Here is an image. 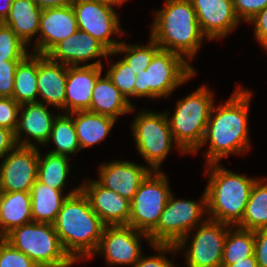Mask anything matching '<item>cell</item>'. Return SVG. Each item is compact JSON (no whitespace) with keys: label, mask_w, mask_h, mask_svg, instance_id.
I'll use <instances>...</instances> for the list:
<instances>
[{"label":"cell","mask_w":267,"mask_h":267,"mask_svg":"<svg viewBox=\"0 0 267 267\" xmlns=\"http://www.w3.org/2000/svg\"><path fill=\"white\" fill-rule=\"evenodd\" d=\"M106 75L99 77L92 91L89 112L117 119L118 115L133 111V106Z\"/></svg>","instance_id":"obj_23"},{"label":"cell","mask_w":267,"mask_h":267,"mask_svg":"<svg viewBox=\"0 0 267 267\" xmlns=\"http://www.w3.org/2000/svg\"><path fill=\"white\" fill-rule=\"evenodd\" d=\"M12 0H4L3 4H0V23H2L9 15Z\"/></svg>","instance_id":"obj_46"},{"label":"cell","mask_w":267,"mask_h":267,"mask_svg":"<svg viewBox=\"0 0 267 267\" xmlns=\"http://www.w3.org/2000/svg\"><path fill=\"white\" fill-rule=\"evenodd\" d=\"M139 236L149 240V235L129 225H106L95 252L103 251L108 264H130L132 267L141 257Z\"/></svg>","instance_id":"obj_13"},{"label":"cell","mask_w":267,"mask_h":267,"mask_svg":"<svg viewBox=\"0 0 267 267\" xmlns=\"http://www.w3.org/2000/svg\"><path fill=\"white\" fill-rule=\"evenodd\" d=\"M20 61L0 62V97H12L15 71Z\"/></svg>","instance_id":"obj_38"},{"label":"cell","mask_w":267,"mask_h":267,"mask_svg":"<svg viewBox=\"0 0 267 267\" xmlns=\"http://www.w3.org/2000/svg\"><path fill=\"white\" fill-rule=\"evenodd\" d=\"M207 208V196L204 191L201 202L193 200H175L170 195L157 226L148 234L150 244L158 251L167 252L185 246L188 231L197 225L204 209Z\"/></svg>","instance_id":"obj_5"},{"label":"cell","mask_w":267,"mask_h":267,"mask_svg":"<svg viewBox=\"0 0 267 267\" xmlns=\"http://www.w3.org/2000/svg\"><path fill=\"white\" fill-rule=\"evenodd\" d=\"M227 225L211 219L201 222L186 254L188 267H221Z\"/></svg>","instance_id":"obj_14"},{"label":"cell","mask_w":267,"mask_h":267,"mask_svg":"<svg viewBox=\"0 0 267 267\" xmlns=\"http://www.w3.org/2000/svg\"><path fill=\"white\" fill-rule=\"evenodd\" d=\"M100 1L101 3H105V4H108V5H120L122 4L125 0H98Z\"/></svg>","instance_id":"obj_47"},{"label":"cell","mask_w":267,"mask_h":267,"mask_svg":"<svg viewBox=\"0 0 267 267\" xmlns=\"http://www.w3.org/2000/svg\"><path fill=\"white\" fill-rule=\"evenodd\" d=\"M213 98L206 87L178 101L175 113L168 119L174 141L182 152L196 153L202 145Z\"/></svg>","instance_id":"obj_7"},{"label":"cell","mask_w":267,"mask_h":267,"mask_svg":"<svg viewBox=\"0 0 267 267\" xmlns=\"http://www.w3.org/2000/svg\"><path fill=\"white\" fill-rule=\"evenodd\" d=\"M10 27L0 23V62L21 61L28 54L26 45Z\"/></svg>","instance_id":"obj_34"},{"label":"cell","mask_w":267,"mask_h":267,"mask_svg":"<svg viewBox=\"0 0 267 267\" xmlns=\"http://www.w3.org/2000/svg\"><path fill=\"white\" fill-rule=\"evenodd\" d=\"M101 72L100 60L83 66H67L65 109L68 112L89 111L92 91Z\"/></svg>","instance_id":"obj_17"},{"label":"cell","mask_w":267,"mask_h":267,"mask_svg":"<svg viewBox=\"0 0 267 267\" xmlns=\"http://www.w3.org/2000/svg\"><path fill=\"white\" fill-rule=\"evenodd\" d=\"M99 168L100 179L97 182L128 201L133 199L140 183L151 172L150 169L129 161H113Z\"/></svg>","instance_id":"obj_20"},{"label":"cell","mask_w":267,"mask_h":267,"mask_svg":"<svg viewBox=\"0 0 267 267\" xmlns=\"http://www.w3.org/2000/svg\"><path fill=\"white\" fill-rule=\"evenodd\" d=\"M72 116L68 114L56 116L49 139L53 140L57 148L50 153L68 156L67 154L80 150Z\"/></svg>","instance_id":"obj_32"},{"label":"cell","mask_w":267,"mask_h":267,"mask_svg":"<svg viewBox=\"0 0 267 267\" xmlns=\"http://www.w3.org/2000/svg\"><path fill=\"white\" fill-rule=\"evenodd\" d=\"M110 54L115 53L109 52L87 32L77 30L70 37L54 45L45 55L52 61L67 66H78L80 62Z\"/></svg>","instance_id":"obj_18"},{"label":"cell","mask_w":267,"mask_h":267,"mask_svg":"<svg viewBox=\"0 0 267 267\" xmlns=\"http://www.w3.org/2000/svg\"><path fill=\"white\" fill-rule=\"evenodd\" d=\"M17 145L15 132L10 129L0 127V158L7 155Z\"/></svg>","instance_id":"obj_42"},{"label":"cell","mask_w":267,"mask_h":267,"mask_svg":"<svg viewBox=\"0 0 267 267\" xmlns=\"http://www.w3.org/2000/svg\"><path fill=\"white\" fill-rule=\"evenodd\" d=\"M151 37L161 50L171 51L190 59L204 37L197 14L190 0H167L156 13Z\"/></svg>","instance_id":"obj_3"},{"label":"cell","mask_w":267,"mask_h":267,"mask_svg":"<svg viewBox=\"0 0 267 267\" xmlns=\"http://www.w3.org/2000/svg\"><path fill=\"white\" fill-rule=\"evenodd\" d=\"M234 231L231 229L227 232L221 267L235 264L237 261L254 254V231L240 227Z\"/></svg>","instance_id":"obj_30"},{"label":"cell","mask_w":267,"mask_h":267,"mask_svg":"<svg viewBox=\"0 0 267 267\" xmlns=\"http://www.w3.org/2000/svg\"><path fill=\"white\" fill-rule=\"evenodd\" d=\"M254 239L258 267H267V229L255 230Z\"/></svg>","instance_id":"obj_40"},{"label":"cell","mask_w":267,"mask_h":267,"mask_svg":"<svg viewBox=\"0 0 267 267\" xmlns=\"http://www.w3.org/2000/svg\"><path fill=\"white\" fill-rule=\"evenodd\" d=\"M210 179L205 189L209 219L235 226L243 218L256 179L228 171L218 163H209ZM235 223V224H234Z\"/></svg>","instance_id":"obj_4"},{"label":"cell","mask_w":267,"mask_h":267,"mask_svg":"<svg viewBox=\"0 0 267 267\" xmlns=\"http://www.w3.org/2000/svg\"><path fill=\"white\" fill-rule=\"evenodd\" d=\"M23 108L24 111L21 112L20 120H18V126L15 131L17 144L19 146H34L29 140L20 142L21 131H24L26 135L31 136L37 142L46 144L50 141L49 137L56 116L51 115L47 106L39 100L35 103L20 105V110Z\"/></svg>","instance_id":"obj_22"},{"label":"cell","mask_w":267,"mask_h":267,"mask_svg":"<svg viewBox=\"0 0 267 267\" xmlns=\"http://www.w3.org/2000/svg\"><path fill=\"white\" fill-rule=\"evenodd\" d=\"M67 65L37 54L38 94L45 103L65 109Z\"/></svg>","instance_id":"obj_21"},{"label":"cell","mask_w":267,"mask_h":267,"mask_svg":"<svg viewBox=\"0 0 267 267\" xmlns=\"http://www.w3.org/2000/svg\"><path fill=\"white\" fill-rule=\"evenodd\" d=\"M81 190V187L71 191L62 197V191L49 188L36 180L31 188V215L32 221L53 224L68 196L74 195Z\"/></svg>","instance_id":"obj_25"},{"label":"cell","mask_w":267,"mask_h":267,"mask_svg":"<svg viewBox=\"0 0 267 267\" xmlns=\"http://www.w3.org/2000/svg\"><path fill=\"white\" fill-rule=\"evenodd\" d=\"M106 75L127 100L128 96H134L136 73L126 62L118 61L110 67Z\"/></svg>","instance_id":"obj_35"},{"label":"cell","mask_w":267,"mask_h":267,"mask_svg":"<svg viewBox=\"0 0 267 267\" xmlns=\"http://www.w3.org/2000/svg\"><path fill=\"white\" fill-rule=\"evenodd\" d=\"M255 24V36L259 43L267 47V7L257 13L250 21Z\"/></svg>","instance_id":"obj_41"},{"label":"cell","mask_w":267,"mask_h":267,"mask_svg":"<svg viewBox=\"0 0 267 267\" xmlns=\"http://www.w3.org/2000/svg\"><path fill=\"white\" fill-rule=\"evenodd\" d=\"M39 8H55L62 7L66 5H71L73 0H32Z\"/></svg>","instance_id":"obj_44"},{"label":"cell","mask_w":267,"mask_h":267,"mask_svg":"<svg viewBox=\"0 0 267 267\" xmlns=\"http://www.w3.org/2000/svg\"><path fill=\"white\" fill-rule=\"evenodd\" d=\"M32 222L30 192L0 193V238Z\"/></svg>","instance_id":"obj_24"},{"label":"cell","mask_w":267,"mask_h":267,"mask_svg":"<svg viewBox=\"0 0 267 267\" xmlns=\"http://www.w3.org/2000/svg\"><path fill=\"white\" fill-rule=\"evenodd\" d=\"M0 267H39L22 251L0 238Z\"/></svg>","instance_id":"obj_36"},{"label":"cell","mask_w":267,"mask_h":267,"mask_svg":"<svg viewBox=\"0 0 267 267\" xmlns=\"http://www.w3.org/2000/svg\"><path fill=\"white\" fill-rule=\"evenodd\" d=\"M251 93L237 89L232 97L220 107L211 109L202 146L210 140L206 160L218 163L229 153H242L249 147L248 139V107Z\"/></svg>","instance_id":"obj_1"},{"label":"cell","mask_w":267,"mask_h":267,"mask_svg":"<svg viewBox=\"0 0 267 267\" xmlns=\"http://www.w3.org/2000/svg\"><path fill=\"white\" fill-rule=\"evenodd\" d=\"M41 12L32 0H12L9 15L2 23L27 44L39 32Z\"/></svg>","instance_id":"obj_26"},{"label":"cell","mask_w":267,"mask_h":267,"mask_svg":"<svg viewBox=\"0 0 267 267\" xmlns=\"http://www.w3.org/2000/svg\"><path fill=\"white\" fill-rule=\"evenodd\" d=\"M30 55L19 62L15 71L12 98L19 105L38 102L37 54Z\"/></svg>","instance_id":"obj_28"},{"label":"cell","mask_w":267,"mask_h":267,"mask_svg":"<svg viewBox=\"0 0 267 267\" xmlns=\"http://www.w3.org/2000/svg\"><path fill=\"white\" fill-rule=\"evenodd\" d=\"M73 119L80 149L96 144L108 135L115 119L109 116L92 113L89 111L73 112Z\"/></svg>","instance_id":"obj_27"},{"label":"cell","mask_w":267,"mask_h":267,"mask_svg":"<svg viewBox=\"0 0 267 267\" xmlns=\"http://www.w3.org/2000/svg\"><path fill=\"white\" fill-rule=\"evenodd\" d=\"M138 115L132 125L137 149L151 165V169L158 171L174 140L167 113L144 112Z\"/></svg>","instance_id":"obj_10"},{"label":"cell","mask_w":267,"mask_h":267,"mask_svg":"<svg viewBox=\"0 0 267 267\" xmlns=\"http://www.w3.org/2000/svg\"><path fill=\"white\" fill-rule=\"evenodd\" d=\"M255 180L245 212L237 227L248 230L267 229V184Z\"/></svg>","instance_id":"obj_29"},{"label":"cell","mask_w":267,"mask_h":267,"mask_svg":"<svg viewBox=\"0 0 267 267\" xmlns=\"http://www.w3.org/2000/svg\"><path fill=\"white\" fill-rule=\"evenodd\" d=\"M20 105L12 97H0V127L16 131Z\"/></svg>","instance_id":"obj_37"},{"label":"cell","mask_w":267,"mask_h":267,"mask_svg":"<svg viewBox=\"0 0 267 267\" xmlns=\"http://www.w3.org/2000/svg\"><path fill=\"white\" fill-rule=\"evenodd\" d=\"M227 267H258L255 253L247 258L237 261L235 264L228 265Z\"/></svg>","instance_id":"obj_45"},{"label":"cell","mask_w":267,"mask_h":267,"mask_svg":"<svg viewBox=\"0 0 267 267\" xmlns=\"http://www.w3.org/2000/svg\"><path fill=\"white\" fill-rule=\"evenodd\" d=\"M77 30L78 25L71 5L42 9L39 23L41 34L34 51L36 54L45 55L54 45Z\"/></svg>","instance_id":"obj_15"},{"label":"cell","mask_w":267,"mask_h":267,"mask_svg":"<svg viewBox=\"0 0 267 267\" xmlns=\"http://www.w3.org/2000/svg\"><path fill=\"white\" fill-rule=\"evenodd\" d=\"M53 225L65 251L74 261L79 260V256L94 255L106 226L92 210L82 190L63 202Z\"/></svg>","instance_id":"obj_2"},{"label":"cell","mask_w":267,"mask_h":267,"mask_svg":"<svg viewBox=\"0 0 267 267\" xmlns=\"http://www.w3.org/2000/svg\"><path fill=\"white\" fill-rule=\"evenodd\" d=\"M233 7L238 19L249 22L257 13L267 7V0H233Z\"/></svg>","instance_id":"obj_39"},{"label":"cell","mask_w":267,"mask_h":267,"mask_svg":"<svg viewBox=\"0 0 267 267\" xmlns=\"http://www.w3.org/2000/svg\"><path fill=\"white\" fill-rule=\"evenodd\" d=\"M150 40V44L144 47H139L138 45L128 46L120 42L114 53L127 52L122 60L126 62L135 73H140L149 66L154 55L160 50V46L152 38Z\"/></svg>","instance_id":"obj_33"},{"label":"cell","mask_w":267,"mask_h":267,"mask_svg":"<svg viewBox=\"0 0 267 267\" xmlns=\"http://www.w3.org/2000/svg\"><path fill=\"white\" fill-rule=\"evenodd\" d=\"M133 267H174L171 261L160 255L143 258L141 255L138 262Z\"/></svg>","instance_id":"obj_43"},{"label":"cell","mask_w":267,"mask_h":267,"mask_svg":"<svg viewBox=\"0 0 267 267\" xmlns=\"http://www.w3.org/2000/svg\"><path fill=\"white\" fill-rule=\"evenodd\" d=\"M4 239L39 267H69L74 262L51 223L32 221L23 224L9 232Z\"/></svg>","instance_id":"obj_6"},{"label":"cell","mask_w":267,"mask_h":267,"mask_svg":"<svg viewBox=\"0 0 267 267\" xmlns=\"http://www.w3.org/2000/svg\"><path fill=\"white\" fill-rule=\"evenodd\" d=\"M81 185L88 197L92 210L105 225H128L130 201L121 195L101 186L97 181Z\"/></svg>","instance_id":"obj_19"},{"label":"cell","mask_w":267,"mask_h":267,"mask_svg":"<svg viewBox=\"0 0 267 267\" xmlns=\"http://www.w3.org/2000/svg\"><path fill=\"white\" fill-rule=\"evenodd\" d=\"M68 156L48 153L43 159L39 155L37 180L49 188L62 191L70 170Z\"/></svg>","instance_id":"obj_31"},{"label":"cell","mask_w":267,"mask_h":267,"mask_svg":"<svg viewBox=\"0 0 267 267\" xmlns=\"http://www.w3.org/2000/svg\"><path fill=\"white\" fill-rule=\"evenodd\" d=\"M78 30L87 32L99 41L109 52H114L120 44L111 40L110 36L122 33L119 29V18L111 5L98 0H73Z\"/></svg>","instance_id":"obj_11"},{"label":"cell","mask_w":267,"mask_h":267,"mask_svg":"<svg viewBox=\"0 0 267 267\" xmlns=\"http://www.w3.org/2000/svg\"><path fill=\"white\" fill-rule=\"evenodd\" d=\"M40 153L35 146H19L6 155L0 166V193L30 192L37 180Z\"/></svg>","instance_id":"obj_12"},{"label":"cell","mask_w":267,"mask_h":267,"mask_svg":"<svg viewBox=\"0 0 267 267\" xmlns=\"http://www.w3.org/2000/svg\"><path fill=\"white\" fill-rule=\"evenodd\" d=\"M194 73L195 70L181 55L160 49L149 66L144 71L136 73L134 96H168Z\"/></svg>","instance_id":"obj_8"},{"label":"cell","mask_w":267,"mask_h":267,"mask_svg":"<svg viewBox=\"0 0 267 267\" xmlns=\"http://www.w3.org/2000/svg\"><path fill=\"white\" fill-rule=\"evenodd\" d=\"M208 40L226 36L239 23L233 0H190Z\"/></svg>","instance_id":"obj_16"},{"label":"cell","mask_w":267,"mask_h":267,"mask_svg":"<svg viewBox=\"0 0 267 267\" xmlns=\"http://www.w3.org/2000/svg\"><path fill=\"white\" fill-rule=\"evenodd\" d=\"M171 194L164 174L151 170L130 201L128 225L149 234L157 226Z\"/></svg>","instance_id":"obj_9"}]
</instances>
